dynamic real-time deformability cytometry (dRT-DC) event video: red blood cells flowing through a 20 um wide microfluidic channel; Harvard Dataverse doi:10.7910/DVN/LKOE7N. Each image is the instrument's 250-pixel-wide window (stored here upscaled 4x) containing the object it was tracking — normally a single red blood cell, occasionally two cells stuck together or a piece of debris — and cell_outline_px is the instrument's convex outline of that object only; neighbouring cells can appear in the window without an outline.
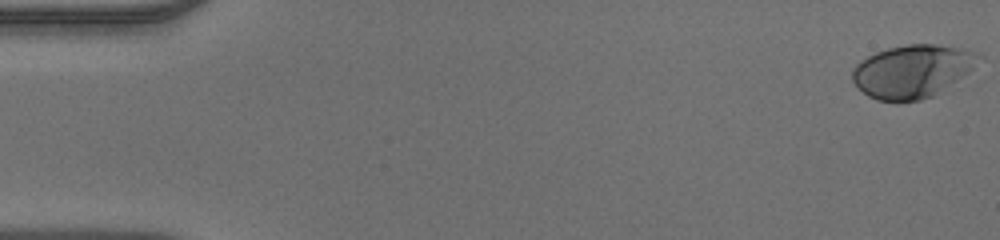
{"species": "human", "species_latin": "Homo sapiens", "temperature_condition": "warm", "stored_images_in_passage": 50, "camera_frame_rate_fps": 3000, "um_per_image_px": 0.085, "donor": {"sex": "male"}, "frame": {"image": 1, "passage_image": 1, "time_ms": 0.0, "image_size_px": [1000, 240], "cell_outline_px": [[984, 56], [968, 72], [932, 96], [920, 100], [876, 100], [868, 96], [852, 80], [852, 68], [860, 60], [876, 52], [888, 48], [908, 44], [936, 44], [960, 48], [980, 52]], "centroid_in_image_um": [77.55, 6.02], "position_along_channel_um": 7.4, "area_um2": 38.55}}
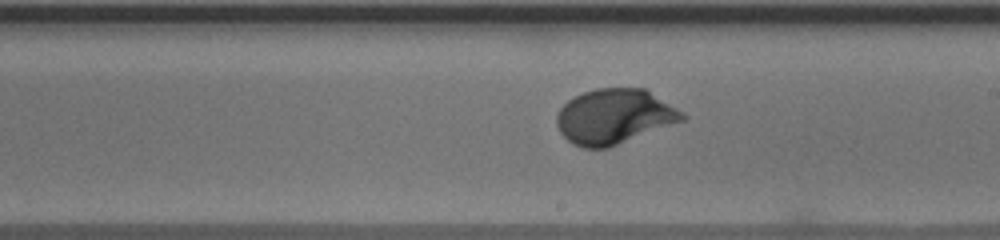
{"frame": {"image": 2, "passage_image": 29, "time_ms": 9.333, "image_size_px": [1000, 240], "cell_outline_px": [[688, 116], [684, 120], [608, 148], [584, 148], [572, 144], [560, 132], [556, 124], [556, 116], [560, 108], [568, 100], [584, 92], [596, 88], [644, 88], [676, 108]], "centroid_in_image_um": [52.19, 9.91], "position_along_channel_um": 236.8, "area_um2": 39.94}}
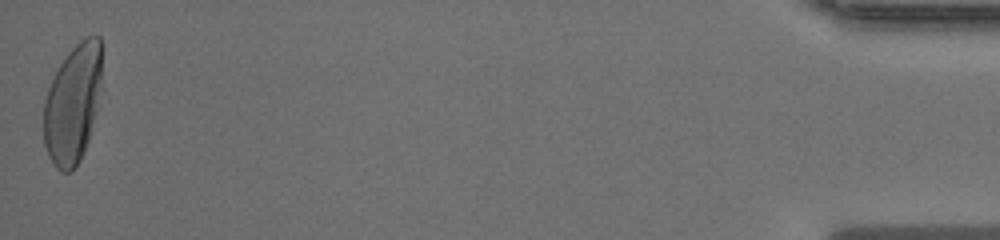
{"frame": {"image": 3, "passage_image": 50, "time_ms": 16.333, "image_size_px": [1000, 240], "cell_outline_px": [[100, 84], [96, 108], [88, 140], [80, 160], [76, 168], [68, 172], [60, 172], [56, 168], [48, 156], [44, 144], [44, 100], [48, 88], [60, 64], [68, 52], [84, 36], [100, 36]], "centroid_in_image_um": [6.15, 8.85], "position_along_channel_um": 429.0, "area_um2": 39.82}}